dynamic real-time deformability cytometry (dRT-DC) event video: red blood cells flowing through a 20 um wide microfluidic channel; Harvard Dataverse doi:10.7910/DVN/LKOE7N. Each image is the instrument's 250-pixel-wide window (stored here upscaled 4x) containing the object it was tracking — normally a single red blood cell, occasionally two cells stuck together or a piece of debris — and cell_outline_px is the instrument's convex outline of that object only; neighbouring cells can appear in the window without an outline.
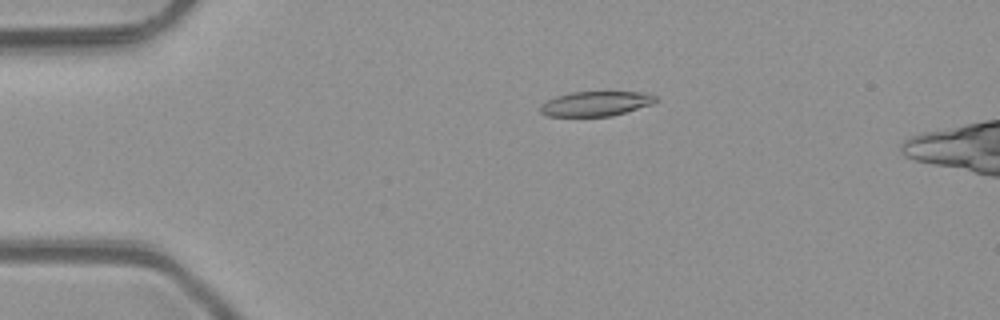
{"species": "common noctule bat (a hibernating species)", "species_latin": "Nyctalus noctula", "temperature_condition": "room temperature", "stored_images_in_passage": 52, "camera_frame_rate_fps": 3000, "um_per_image_px": 0.085, "animal": {"sex": "male", "body_mass_g": 23.1, "forearm_length_mm": 52.7}, "frame": {"image": 1, "passage_image": 12, "time_ms": 3.667, "image_size_px": [1000, 320], "cell_outline_px": [[644, 104], [620, 112], [604, 116], [556, 116], [548, 112], [556, 100], [564, 96], [584, 92], [628, 92], [640, 96]], "centroid_in_image_um": [50.57, 8.83], "position_along_channel_um": 34.4, "area_um2": 13.06}}
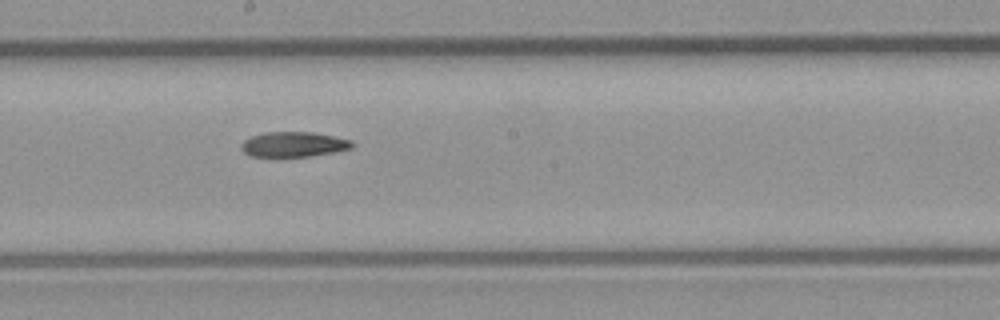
{"frame": {"image": 2, "passage_image": 29, "time_ms": 9.333, "image_size_px": [1000, 320], "cell_outline_px": [[352, 144], [344, 148], [324, 152], [300, 156], [256, 156], [248, 152], [244, 148], [244, 144], [248, 140], [260, 136], [284, 132], [292, 132], [324, 136], [344, 140]], "centroid_in_image_um": [24.88, 12.29], "position_along_channel_um": 223.3, "area_um2": 13.58}}
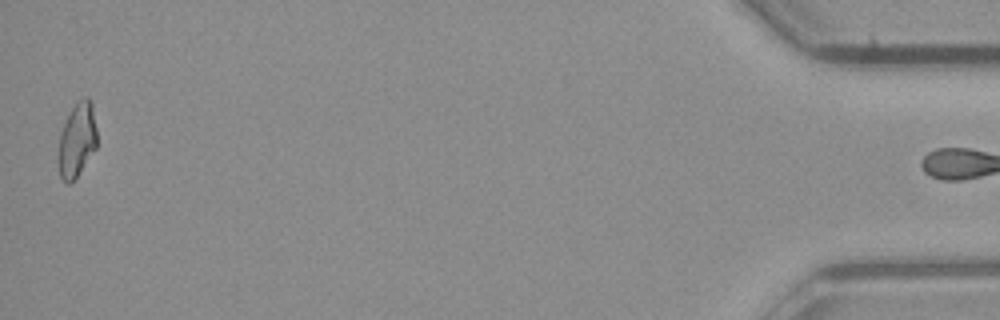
{"frame": {"image": 3, "passage_image": 51, "time_ms": 16.667, "image_size_px": [1000, 320], "cell_outline_px": [[96, 144], [76, 176], [72, 180], [60, 172], [60, 144], [64, 128], [72, 112], [88, 100], [96, 132]], "centroid_in_image_um": [6.56, 11.98], "position_along_channel_um": 428.6, "area_um2": 13.7}}